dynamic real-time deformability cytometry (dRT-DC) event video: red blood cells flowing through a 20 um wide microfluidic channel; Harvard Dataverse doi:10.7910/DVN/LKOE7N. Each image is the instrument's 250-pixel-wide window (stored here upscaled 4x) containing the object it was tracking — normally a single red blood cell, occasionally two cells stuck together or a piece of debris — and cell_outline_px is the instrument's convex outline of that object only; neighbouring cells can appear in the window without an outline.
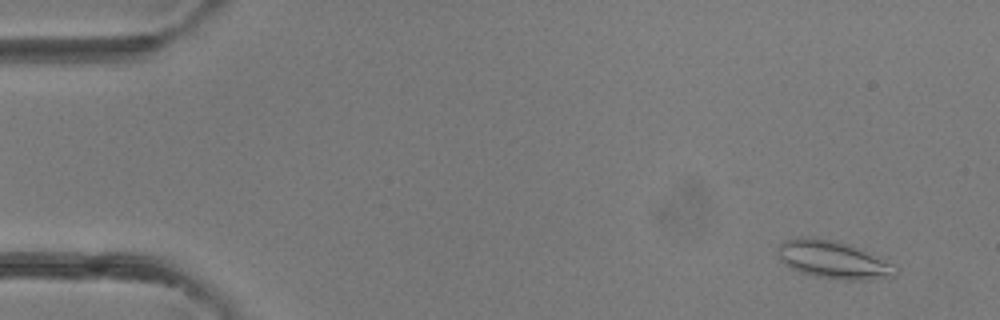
{"species": "common noctule bat (a hibernating species)", "species_latin": "Nyctalus noctula", "temperature_condition": "room temperature", "stored_images_in_passage": 5, "camera_frame_rate_fps": 3000, "um_per_image_px": 0.085, "animal": {"sex": "female"}, "frame": {"image": 1, "passage_image": 1, "time_ms": 0.0, "image_size_px": [1000, 320], "cell_outline_px": [[900, 272], [896, 276], [868, 280], [844, 280], [812, 276], [800, 272], [784, 264], [780, 260], [776, 252], [776, 248], [784, 240], [800, 236], [816, 236], [836, 240], [848, 244], [892, 264], [900, 268]], "centroid_in_image_um": [70.78, 22.07], "position_along_channel_um": 14.2, "area_um2": 26.3}}
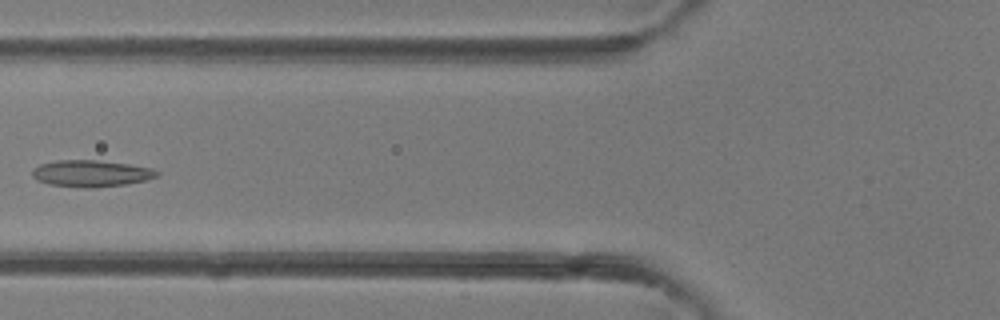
{"frame": {"image": 2, "passage_image": 5, "time_ms": 4.667, "image_size_px": [1000, 320], "cell_outline_px": [[160, 176], [148, 180], [124, 184], [96, 188], [84, 188], [48, 184], [36, 180], [32, 176], [32, 168], [40, 164], [56, 160], [96, 160], [128, 164], [152, 168], [160, 172]], "centroid_in_image_um": [7.75, 14.75], "position_along_channel_um": 118.1, "area_um2": 19.59}}